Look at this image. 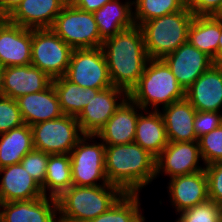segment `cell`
<instances>
[{"instance_id":"28","label":"cell","mask_w":222,"mask_h":222,"mask_svg":"<svg viewBox=\"0 0 222 222\" xmlns=\"http://www.w3.org/2000/svg\"><path fill=\"white\" fill-rule=\"evenodd\" d=\"M72 185L70 155H49L45 181L44 185L41 187L44 196L57 199Z\"/></svg>"},{"instance_id":"43","label":"cell","mask_w":222,"mask_h":222,"mask_svg":"<svg viewBox=\"0 0 222 222\" xmlns=\"http://www.w3.org/2000/svg\"><path fill=\"white\" fill-rule=\"evenodd\" d=\"M184 7H189L191 0H178Z\"/></svg>"},{"instance_id":"12","label":"cell","mask_w":222,"mask_h":222,"mask_svg":"<svg viewBox=\"0 0 222 222\" xmlns=\"http://www.w3.org/2000/svg\"><path fill=\"white\" fill-rule=\"evenodd\" d=\"M200 161L203 162V159L198 141L169 142L156 157L155 177L165 174L171 179L199 172L205 169Z\"/></svg>"},{"instance_id":"22","label":"cell","mask_w":222,"mask_h":222,"mask_svg":"<svg viewBox=\"0 0 222 222\" xmlns=\"http://www.w3.org/2000/svg\"><path fill=\"white\" fill-rule=\"evenodd\" d=\"M15 100L24 123L29 126L63 115L53 84L44 91L26 94Z\"/></svg>"},{"instance_id":"37","label":"cell","mask_w":222,"mask_h":222,"mask_svg":"<svg viewBox=\"0 0 222 222\" xmlns=\"http://www.w3.org/2000/svg\"><path fill=\"white\" fill-rule=\"evenodd\" d=\"M222 124V112L197 111L194 119V130L197 139L215 130Z\"/></svg>"},{"instance_id":"21","label":"cell","mask_w":222,"mask_h":222,"mask_svg":"<svg viewBox=\"0 0 222 222\" xmlns=\"http://www.w3.org/2000/svg\"><path fill=\"white\" fill-rule=\"evenodd\" d=\"M64 6L62 0H22L7 19L24 28H51Z\"/></svg>"},{"instance_id":"33","label":"cell","mask_w":222,"mask_h":222,"mask_svg":"<svg viewBox=\"0 0 222 222\" xmlns=\"http://www.w3.org/2000/svg\"><path fill=\"white\" fill-rule=\"evenodd\" d=\"M198 144L204 166L222 161V124L198 138Z\"/></svg>"},{"instance_id":"15","label":"cell","mask_w":222,"mask_h":222,"mask_svg":"<svg viewBox=\"0 0 222 222\" xmlns=\"http://www.w3.org/2000/svg\"><path fill=\"white\" fill-rule=\"evenodd\" d=\"M0 222H59L57 199L43 196L0 203Z\"/></svg>"},{"instance_id":"7","label":"cell","mask_w":222,"mask_h":222,"mask_svg":"<svg viewBox=\"0 0 222 222\" xmlns=\"http://www.w3.org/2000/svg\"><path fill=\"white\" fill-rule=\"evenodd\" d=\"M51 29L73 49L99 48L103 43L93 13L73 4H65Z\"/></svg>"},{"instance_id":"11","label":"cell","mask_w":222,"mask_h":222,"mask_svg":"<svg viewBox=\"0 0 222 222\" xmlns=\"http://www.w3.org/2000/svg\"><path fill=\"white\" fill-rule=\"evenodd\" d=\"M127 97L124 90L114 86L104 90L91 88L90 101L76 117L83 134L97 135Z\"/></svg>"},{"instance_id":"38","label":"cell","mask_w":222,"mask_h":222,"mask_svg":"<svg viewBox=\"0 0 222 222\" xmlns=\"http://www.w3.org/2000/svg\"><path fill=\"white\" fill-rule=\"evenodd\" d=\"M188 8L194 16H216L222 9V0H191Z\"/></svg>"},{"instance_id":"30","label":"cell","mask_w":222,"mask_h":222,"mask_svg":"<svg viewBox=\"0 0 222 222\" xmlns=\"http://www.w3.org/2000/svg\"><path fill=\"white\" fill-rule=\"evenodd\" d=\"M140 201V194H123L106 212L87 222H145Z\"/></svg>"},{"instance_id":"40","label":"cell","mask_w":222,"mask_h":222,"mask_svg":"<svg viewBox=\"0 0 222 222\" xmlns=\"http://www.w3.org/2000/svg\"><path fill=\"white\" fill-rule=\"evenodd\" d=\"M22 0H0V18H7Z\"/></svg>"},{"instance_id":"3","label":"cell","mask_w":222,"mask_h":222,"mask_svg":"<svg viewBox=\"0 0 222 222\" xmlns=\"http://www.w3.org/2000/svg\"><path fill=\"white\" fill-rule=\"evenodd\" d=\"M124 193L114 185H72L59 198V222H87L106 212Z\"/></svg>"},{"instance_id":"25","label":"cell","mask_w":222,"mask_h":222,"mask_svg":"<svg viewBox=\"0 0 222 222\" xmlns=\"http://www.w3.org/2000/svg\"><path fill=\"white\" fill-rule=\"evenodd\" d=\"M93 15L103 41L135 25L132 0L107 2L103 7L94 11Z\"/></svg>"},{"instance_id":"24","label":"cell","mask_w":222,"mask_h":222,"mask_svg":"<svg viewBox=\"0 0 222 222\" xmlns=\"http://www.w3.org/2000/svg\"><path fill=\"white\" fill-rule=\"evenodd\" d=\"M134 142L155 158L169 143L160 110H143L136 122Z\"/></svg>"},{"instance_id":"10","label":"cell","mask_w":222,"mask_h":222,"mask_svg":"<svg viewBox=\"0 0 222 222\" xmlns=\"http://www.w3.org/2000/svg\"><path fill=\"white\" fill-rule=\"evenodd\" d=\"M64 76L85 89L104 90L113 86L101 47L73 49L69 67Z\"/></svg>"},{"instance_id":"17","label":"cell","mask_w":222,"mask_h":222,"mask_svg":"<svg viewBox=\"0 0 222 222\" xmlns=\"http://www.w3.org/2000/svg\"><path fill=\"white\" fill-rule=\"evenodd\" d=\"M142 111L143 109L128 96L97 133L96 138L105 145L134 142L136 122Z\"/></svg>"},{"instance_id":"16","label":"cell","mask_w":222,"mask_h":222,"mask_svg":"<svg viewBox=\"0 0 222 222\" xmlns=\"http://www.w3.org/2000/svg\"><path fill=\"white\" fill-rule=\"evenodd\" d=\"M167 189L171 206L176 209V214L209 199L205 169L171 178Z\"/></svg>"},{"instance_id":"35","label":"cell","mask_w":222,"mask_h":222,"mask_svg":"<svg viewBox=\"0 0 222 222\" xmlns=\"http://www.w3.org/2000/svg\"><path fill=\"white\" fill-rule=\"evenodd\" d=\"M50 154L33 149L21 160V165L42 187L45 181L46 166Z\"/></svg>"},{"instance_id":"26","label":"cell","mask_w":222,"mask_h":222,"mask_svg":"<svg viewBox=\"0 0 222 222\" xmlns=\"http://www.w3.org/2000/svg\"><path fill=\"white\" fill-rule=\"evenodd\" d=\"M221 19L217 16H194L188 31V42L218 63Z\"/></svg>"},{"instance_id":"44","label":"cell","mask_w":222,"mask_h":222,"mask_svg":"<svg viewBox=\"0 0 222 222\" xmlns=\"http://www.w3.org/2000/svg\"><path fill=\"white\" fill-rule=\"evenodd\" d=\"M65 4H73L76 0H62Z\"/></svg>"},{"instance_id":"18","label":"cell","mask_w":222,"mask_h":222,"mask_svg":"<svg viewBox=\"0 0 222 222\" xmlns=\"http://www.w3.org/2000/svg\"><path fill=\"white\" fill-rule=\"evenodd\" d=\"M197 111L222 112V68L214 63L185 91Z\"/></svg>"},{"instance_id":"42","label":"cell","mask_w":222,"mask_h":222,"mask_svg":"<svg viewBox=\"0 0 222 222\" xmlns=\"http://www.w3.org/2000/svg\"><path fill=\"white\" fill-rule=\"evenodd\" d=\"M222 59V20H221V34L218 43V62Z\"/></svg>"},{"instance_id":"14","label":"cell","mask_w":222,"mask_h":222,"mask_svg":"<svg viewBox=\"0 0 222 222\" xmlns=\"http://www.w3.org/2000/svg\"><path fill=\"white\" fill-rule=\"evenodd\" d=\"M32 29L0 18V66L31 64Z\"/></svg>"},{"instance_id":"5","label":"cell","mask_w":222,"mask_h":222,"mask_svg":"<svg viewBox=\"0 0 222 222\" xmlns=\"http://www.w3.org/2000/svg\"><path fill=\"white\" fill-rule=\"evenodd\" d=\"M194 14L188 7L144 22L140 27L149 59H163L188 42L189 27Z\"/></svg>"},{"instance_id":"36","label":"cell","mask_w":222,"mask_h":222,"mask_svg":"<svg viewBox=\"0 0 222 222\" xmlns=\"http://www.w3.org/2000/svg\"><path fill=\"white\" fill-rule=\"evenodd\" d=\"M208 198L222 207V161L205 166Z\"/></svg>"},{"instance_id":"45","label":"cell","mask_w":222,"mask_h":222,"mask_svg":"<svg viewBox=\"0 0 222 222\" xmlns=\"http://www.w3.org/2000/svg\"><path fill=\"white\" fill-rule=\"evenodd\" d=\"M216 16L222 20V9L218 12V14Z\"/></svg>"},{"instance_id":"8","label":"cell","mask_w":222,"mask_h":222,"mask_svg":"<svg viewBox=\"0 0 222 222\" xmlns=\"http://www.w3.org/2000/svg\"><path fill=\"white\" fill-rule=\"evenodd\" d=\"M34 149L47 154H69L84 136L75 116L62 115L30 126Z\"/></svg>"},{"instance_id":"19","label":"cell","mask_w":222,"mask_h":222,"mask_svg":"<svg viewBox=\"0 0 222 222\" xmlns=\"http://www.w3.org/2000/svg\"><path fill=\"white\" fill-rule=\"evenodd\" d=\"M0 203L28 201L44 196L41 186L19 164L0 168Z\"/></svg>"},{"instance_id":"13","label":"cell","mask_w":222,"mask_h":222,"mask_svg":"<svg viewBox=\"0 0 222 222\" xmlns=\"http://www.w3.org/2000/svg\"><path fill=\"white\" fill-rule=\"evenodd\" d=\"M162 60L170 68L184 91L215 63L210 56L189 42L182 44Z\"/></svg>"},{"instance_id":"4","label":"cell","mask_w":222,"mask_h":222,"mask_svg":"<svg viewBox=\"0 0 222 222\" xmlns=\"http://www.w3.org/2000/svg\"><path fill=\"white\" fill-rule=\"evenodd\" d=\"M128 96L143 110H160L184 99L185 91L162 59H149L137 86Z\"/></svg>"},{"instance_id":"29","label":"cell","mask_w":222,"mask_h":222,"mask_svg":"<svg viewBox=\"0 0 222 222\" xmlns=\"http://www.w3.org/2000/svg\"><path fill=\"white\" fill-rule=\"evenodd\" d=\"M64 115L77 117L91 99V88H82L65 76L52 80Z\"/></svg>"},{"instance_id":"31","label":"cell","mask_w":222,"mask_h":222,"mask_svg":"<svg viewBox=\"0 0 222 222\" xmlns=\"http://www.w3.org/2000/svg\"><path fill=\"white\" fill-rule=\"evenodd\" d=\"M134 24L141 26L144 22L175 13L184 8L178 0H133Z\"/></svg>"},{"instance_id":"2","label":"cell","mask_w":222,"mask_h":222,"mask_svg":"<svg viewBox=\"0 0 222 222\" xmlns=\"http://www.w3.org/2000/svg\"><path fill=\"white\" fill-rule=\"evenodd\" d=\"M156 158L135 142L105 145V172L124 194H140L155 177Z\"/></svg>"},{"instance_id":"46","label":"cell","mask_w":222,"mask_h":222,"mask_svg":"<svg viewBox=\"0 0 222 222\" xmlns=\"http://www.w3.org/2000/svg\"><path fill=\"white\" fill-rule=\"evenodd\" d=\"M217 64L222 68V59Z\"/></svg>"},{"instance_id":"32","label":"cell","mask_w":222,"mask_h":222,"mask_svg":"<svg viewBox=\"0 0 222 222\" xmlns=\"http://www.w3.org/2000/svg\"><path fill=\"white\" fill-rule=\"evenodd\" d=\"M178 215L176 222H222V207L208 199Z\"/></svg>"},{"instance_id":"27","label":"cell","mask_w":222,"mask_h":222,"mask_svg":"<svg viewBox=\"0 0 222 222\" xmlns=\"http://www.w3.org/2000/svg\"><path fill=\"white\" fill-rule=\"evenodd\" d=\"M33 149L32 131L27 124L0 134V168L19 164Z\"/></svg>"},{"instance_id":"1","label":"cell","mask_w":222,"mask_h":222,"mask_svg":"<svg viewBox=\"0 0 222 222\" xmlns=\"http://www.w3.org/2000/svg\"><path fill=\"white\" fill-rule=\"evenodd\" d=\"M112 85L128 95L137 86L149 60L140 26L121 31L102 43Z\"/></svg>"},{"instance_id":"6","label":"cell","mask_w":222,"mask_h":222,"mask_svg":"<svg viewBox=\"0 0 222 222\" xmlns=\"http://www.w3.org/2000/svg\"><path fill=\"white\" fill-rule=\"evenodd\" d=\"M95 138L96 135H84L69 153L74 186L109 184L105 172V144Z\"/></svg>"},{"instance_id":"41","label":"cell","mask_w":222,"mask_h":222,"mask_svg":"<svg viewBox=\"0 0 222 222\" xmlns=\"http://www.w3.org/2000/svg\"><path fill=\"white\" fill-rule=\"evenodd\" d=\"M3 77H4V67L0 66V98L4 96Z\"/></svg>"},{"instance_id":"39","label":"cell","mask_w":222,"mask_h":222,"mask_svg":"<svg viewBox=\"0 0 222 222\" xmlns=\"http://www.w3.org/2000/svg\"><path fill=\"white\" fill-rule=\"evenodd\" d=\"M113 0H76L73 5L83 11L94 12Z\"/></svg>"},{"instance_id":"23","label":"cell","mask_w":222,"mask_h":222,"mask_svg":"<svg viewBox=\"0 0 222 222\" xmlns=\"http://www.w3.org/2000/svg\"><path fill=\"white\" fill-rule=\"evenodd\" d=\"M160 109L169 142L198 141L194 130L197 110L186 98Z\"/></svg>"},{"instance_id":"20","label":"cell","mask_w":222,"mask_h":222,"mask_svg":"<svg viewBox=\"0 0 222 222\" xmlns=\"http://www.w3.org/2000/svg\"><path fill=\"white\" fill-rule=\"evenodd\" d=\"M52 79L33 65L8 66L4 68V96L17 99L26 94L44 91Z\"/></svg>"},{"instance_id":"9","label":"cell","mask_w":222,"mask_h":222,"mask_svg":"<svg viewBox=\"0 0 222 222\" xmlns=\"http://www.w3.org/2000/svg\"><path fill=\"white\" fill-rule=\"evenodd\" d=\"M73 48L51 28L32 29L31 65L52 80L65 75Z\"/></svg>"},{"instance_id":"34","label":"cell","mask_w":222,"mask_h":222,"mask_svg":"<svg viewBox=\"0 0 222 222\" xmlns=\"http://www.w3.org/2000/svg\"><path fill=\"white\" fill-rule=\"evenodd\" d=\"M24 123L21 112L15 99L9 97L0 98V134L7 133L13 128Z\"/></svg>"}]
</instances>
